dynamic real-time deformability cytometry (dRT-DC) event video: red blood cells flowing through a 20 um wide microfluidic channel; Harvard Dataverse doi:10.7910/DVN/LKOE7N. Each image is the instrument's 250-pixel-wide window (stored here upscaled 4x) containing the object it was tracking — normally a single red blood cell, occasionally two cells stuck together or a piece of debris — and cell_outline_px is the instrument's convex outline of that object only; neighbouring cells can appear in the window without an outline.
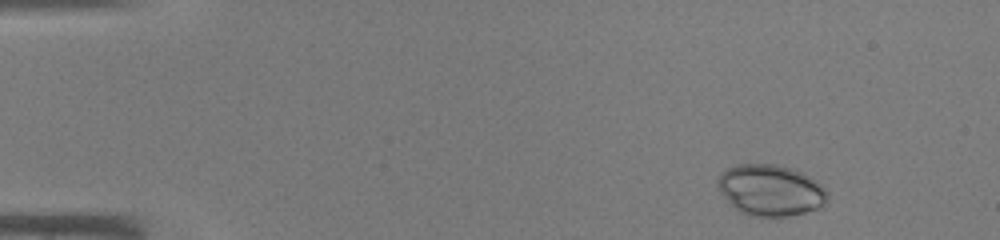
{"species": "common noctule bat (a hibernating species)", "species_latin": "Nyctalus noctula", "temperature_condition": "warm", "stored_images_in_passage": 43, "camera_frame_rate_fps": 3000, "um_per_image_px": 0.085, "animal": {"sex": "male", "body_mass_g": 19.0, "forearm_length_mm": 50.8}, "frame": {"image": 1, "passage_image": 3, "time_ms": 0.667, "image_size_px": [1000, 240], "cell_outline_px": [[828, 192], [824, 200], [816, 208], [804, 212], [788, 216], [752, 216], [740, 212], [724, 196], [716, 184], [720, 176], [728, 168], [736, 164], [776, 164], [792, 168], [808, 176], [820, 184]], "centroid_in_image_um": [65.46, 16.15], "position_along_channel_um": 19.5, "area_um2": 32.02}}
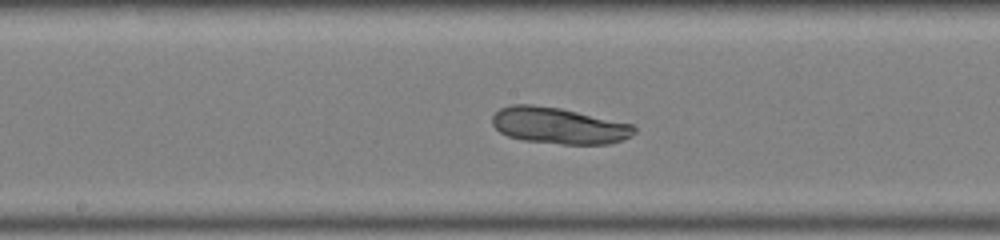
{"frame": {"image": 2, "passage_image": 22, "time_ms": 7.0, "image_size_px": [1000, 240], "cell_outline_px": [[636, 132], [632, 136], [624, 140], [608, 144], [560, 144], [524, 140], [508, 136], [500, 132], [492, 124], [492, 116], [500, 108], [512, 104], [532, 104], [560, 108], [632, 124], [636, 128]], "centroid_in_image_um": [47.5, 10.68], "position_along_channel_um": 200.7, "area_um2": 30.11}}
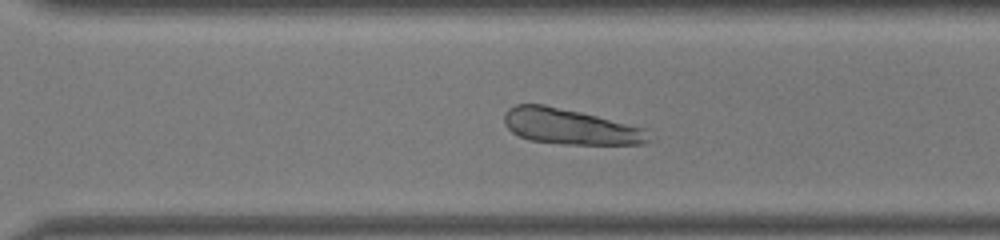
{"frame": {"image": 3, "passage_image": 30, "time_ms": 9.667, "image_size_px": [1000, 240], "cell_outline_px": [[652, 140], [644, 144], [564, 144], [528, 140], [512, 132], [504, 124], [504, 112], [508, 108], [516, 104], [544, 104], [580, 112], [644, 128]], "centroid_in_image_um": [48.42, 10.76], "position_along_channel_um": 322.2, "area_um2": 29.82}}